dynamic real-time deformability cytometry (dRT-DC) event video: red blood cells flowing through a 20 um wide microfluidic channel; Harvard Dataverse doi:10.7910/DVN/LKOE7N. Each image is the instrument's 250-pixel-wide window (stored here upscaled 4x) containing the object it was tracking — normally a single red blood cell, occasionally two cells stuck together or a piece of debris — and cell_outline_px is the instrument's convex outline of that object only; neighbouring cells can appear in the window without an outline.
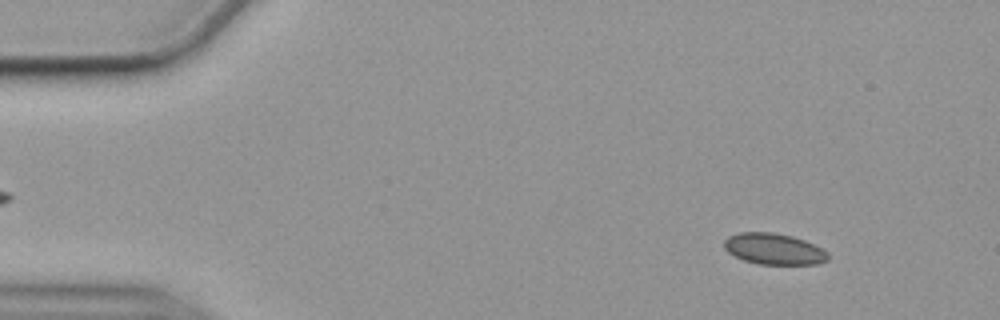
{"species": "common noctule bat (a hibernating species)", "species_latin": "Nyctalus noctula", "temperature_condition": "cold", "stored_images_in_passage": 56, "camera_frame_rate_fps": 3000, "um_per_image_px": 0.085, "animal": {"sex": "female", "body_mass_g": 19.9}, "frame": {"image": 1, "passage_image": 6, "time_ms": 1.667, "image_size_px": [1000, 320], "cell_outline_px": [[828, 260], [816, 264], [760, 264], [744, 260], [728, 252], [724, 248], [724, 240], [728, 236], [740, 232], [772, 232], [792, 236], [804, 240], [828, 252]], "centroid_in_image_um": [65.76, 21.15], "position_along_channel_um": 19.2, "area_um2": 18.73}}
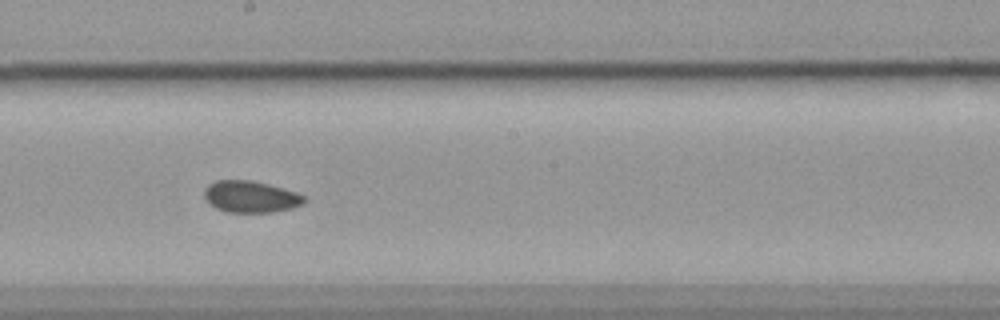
{"frame": {"image": 2, "passage_image": 31, "time_ms": 10.0, "image_size_px": [1000, 320], "cell_outline_px": [[308, 200], [304, 204], [292, 208], [272, 212], [228, 212], [216, 208], [204, 196], [204, 188], [208, 184], [216, 180], [252, 180], [268, 184], [296, 192], [304, 196]], "centroid_in_image_um": [21.33, 16.71], "position_along_channel_um": 226.9, "area_um2": 18.44}}
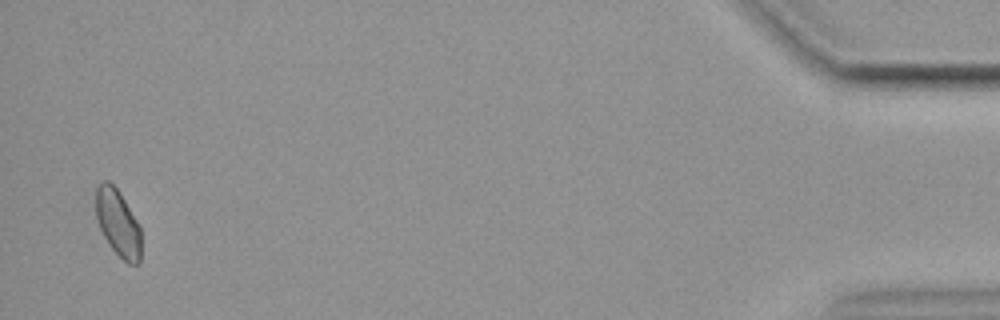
{"frame": {"image": 3, "passage_image": 55, "time_ms": 18.0, "image_size_px": [1000, 320], "cell_outline_px": [[140, 264], [128, 264], [108, 244], [100, 228], [96, 216], [96, 188], [104, 180], [108, 180], [120, 192], [140, 228]], "centroid_in_image_um": [10.02, 18.95], "position_along_channel_um": 425.2, "area_um2": 17.34}, "authors_computed_cell_mechanics": {"area_um2": 18.6405, "velocity_mm_per_s": 3.5335, "shape_relaxation_time_tau1_ms": null, "shape_relaxation_time_tau2_ms": 4.624, "deformation_change_tau1": null, "deformation_change_tau2": 0.0719}}